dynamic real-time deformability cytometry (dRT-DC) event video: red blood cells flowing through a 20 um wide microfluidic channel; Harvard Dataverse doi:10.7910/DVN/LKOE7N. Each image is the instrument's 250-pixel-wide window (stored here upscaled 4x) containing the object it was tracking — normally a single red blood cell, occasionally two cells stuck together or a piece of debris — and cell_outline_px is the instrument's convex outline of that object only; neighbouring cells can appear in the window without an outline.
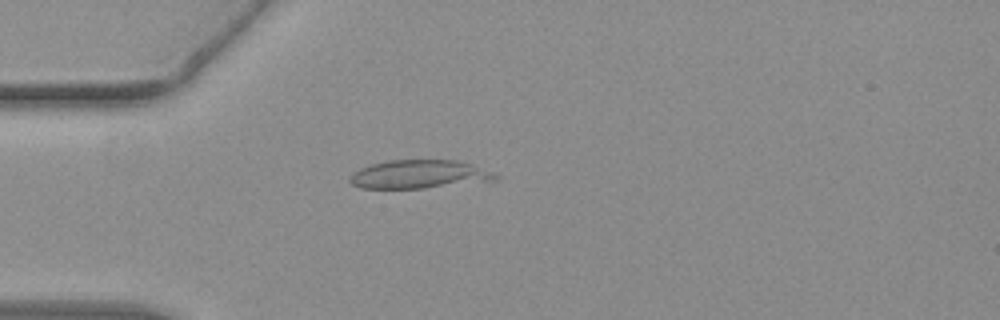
{"species": "common noctule bat (a hibernating species)", "species_latin": "Nyctalus noctula", "temperature_condition": "warm", "stored_images_in_passage": 17, "camera_frame_rate_fps": 3000, "um_per_image_px": 0.085, "animal": {"sex": "female", "body_mass_g": 19.3, "forearm_length_mm": 54.1}, "frame": {"image": 1, "passage_image": 16, "time_ms": 5.0, "image_size_px": [1000, 320], "cell_outline_px": [[500, 176], [496, 180], [424, 188], [360, 188], [352, 184], [348, 180], [348, 176], [352, 172], [360, 168], [372, 164], [388, 160], [456, 160], [496, 172]], "centroid_in_image_um": [35.61, 14.82], "position_along_channel_um": 49.4, "area_um2": 24.22}}